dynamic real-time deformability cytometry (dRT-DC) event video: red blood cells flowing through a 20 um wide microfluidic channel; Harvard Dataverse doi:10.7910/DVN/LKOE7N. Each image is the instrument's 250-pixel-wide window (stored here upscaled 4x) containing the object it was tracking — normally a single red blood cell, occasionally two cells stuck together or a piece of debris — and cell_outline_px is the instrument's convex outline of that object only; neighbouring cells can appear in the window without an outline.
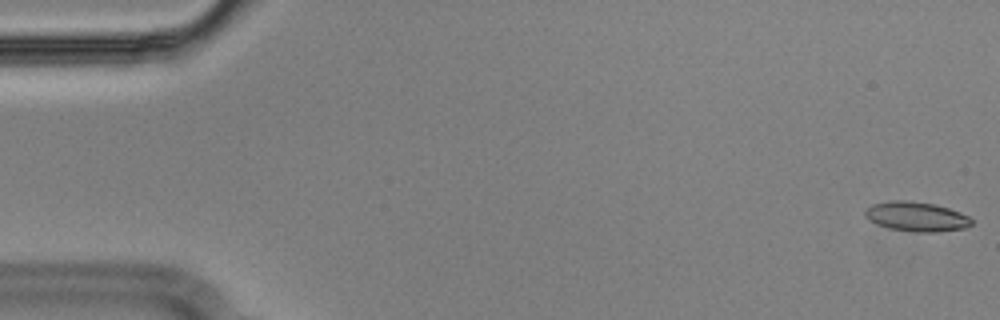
{"species": "Egyptian fruit bat (a non-hibernating species)", "species_latin": "Rousettus aegyptiacus", "temperature_condition": "cold", "stored_images_in_passage": 56, "segment_of_instrument_passage": [1, 2], "camera_frame_rate_fps": 3000, "um_per_image_px": 0.085, "animal": {"sex": "male"}, "frame": {"image": 1, "passage_image": 1, "time_ms": 0.0, "image_size_px": [1000, 320], "cell_outline_px": [[972, 224], [964, 228], [936, 232], [916, 232], [888, 228], [876, 224], [864, 216], [864, 208], [872, 204], [892, 200], [908, 200], [936, 204], [960, 212], [968, 216], [972, 220]], "centroid_in_image_um": [77.86, 18.4], "position_along_channel_um": 7.1, "area_um2": 18.5}}
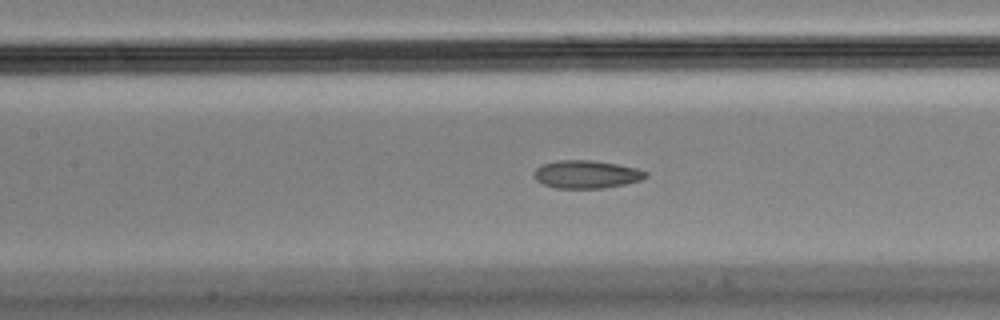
{"frame": {"image": 2, "passage_image": 25, "time_ms": 8.0, "image_size_px": [1000, 320], "cell_outline_px": [[648, 176], [640, 180], [624, 184], [604, 188], [556, 188], [544, 184], [536, 180], [532, 176], [536, 168], [540, 164], [556, 160], [592, 160], [616, 164], [636, 168], [648, 172]], "centroid_in_image_um": [49.81, 14.81], "position_along_channel_um": 157.6, "area_um2": 18.26}}
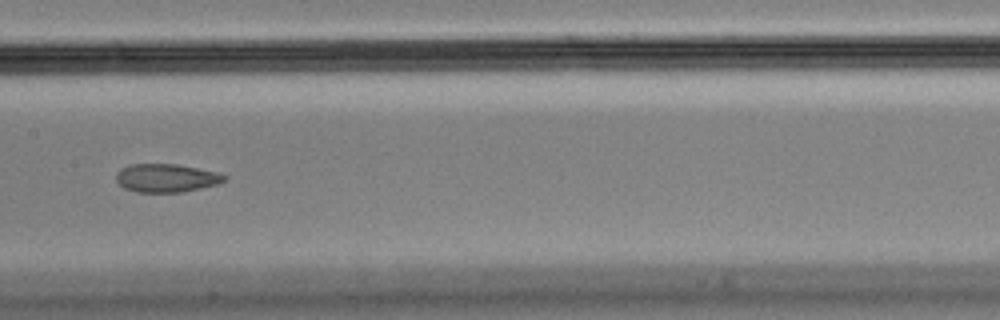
{"frame": {"image": 3, "passage_image": 28, "time_ms": 9.0, "image_size_px": [1000, 320], "cell_outline_px": [[228, 176], [220, 184], [184, 192], [136, 192], [124, 188], [116, 180], [116, 172], [120, 168], [128, 164], [176, 164], [220, 172]], "centroid_in_image_um": [14.15, 15.13], "position_along_channel_um": 193.2, "area_um2": 18.15}}